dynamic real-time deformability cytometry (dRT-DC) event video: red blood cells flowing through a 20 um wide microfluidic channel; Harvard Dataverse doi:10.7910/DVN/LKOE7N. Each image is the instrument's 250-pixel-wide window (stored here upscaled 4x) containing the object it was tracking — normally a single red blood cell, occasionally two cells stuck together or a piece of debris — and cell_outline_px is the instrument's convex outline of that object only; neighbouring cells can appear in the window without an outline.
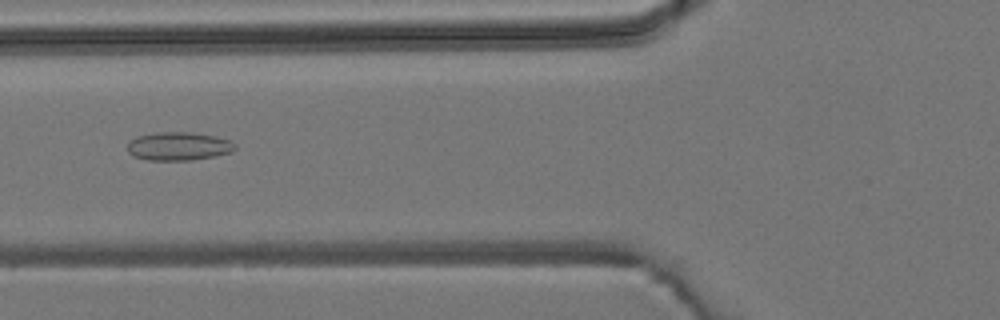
{"species": "common noctule bat (a hibernating species)", "species_latin": "Nyctalus noctula", "temperature_condition": "room temperature", "stored_images_in_passage": 6, "camera_frame_rate_fps": 3000, "um_per_image_px": 0.085, "animal": {"sex": "male", "body_mass_g": 19.2, "forearm_length_mm": 51.8}, "frame": {"image": 1, "passage_image": 5, "time_ms": 4.667, "image_size_px": [1000, 320], "cell_outline_px": [[236, 148], [232, 152], [216, 156], [192, 160], [148, 160], [132, 156], [128, 152], [128, 140], [136, 136], [156, 132], [192, 132], [216, 136], [232, 140], [236, 144]], "centroid_in_image_um": [15.19, 12.42], "position_along_channel_um": 110.6, "area_um2": 18.15}}
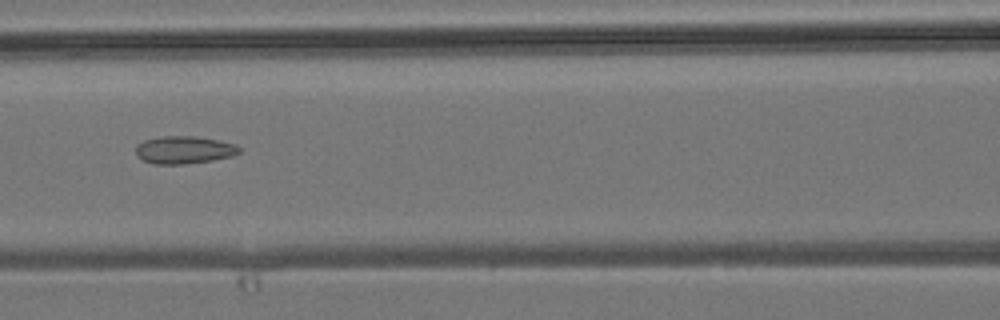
{"frame": {"image": 2, "passage_image": 6, "time_ms": 5.667, "image_size_px": [1000, 320], "cell_outline_px": [[240, 152], [232, 156], [212, 160], [184, 164], [152, 164], [136, 156], [136, 144], [144, 140], [160, 136], [196, 136], [236, 144], [240, 148]], "centroid_in_image_um": [15.62, 12.74], "position_along_channel_um": 151.0, "area_um2": 16.7}}